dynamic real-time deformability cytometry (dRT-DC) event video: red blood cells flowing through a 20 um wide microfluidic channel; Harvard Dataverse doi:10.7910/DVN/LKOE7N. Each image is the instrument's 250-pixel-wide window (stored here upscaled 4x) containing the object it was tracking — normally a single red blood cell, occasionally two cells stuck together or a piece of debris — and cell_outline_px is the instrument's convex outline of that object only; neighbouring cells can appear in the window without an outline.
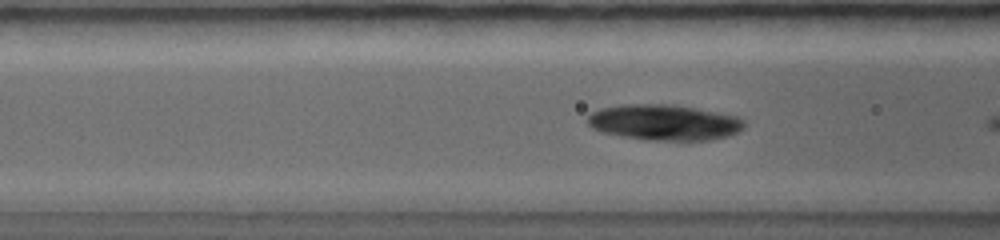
{"species": "common noctule bat (a hibernating species)", "species_latin": "Nyctalus noctula", "temperature_condition": "warm", "stored_images_in_passage": 6, "camera_frame_rate_fps": 5000, "um_per_image_px": 0.085, "animal": {"sex": "female", "body_mass_g": 19.0, "forearm_length_mm": 56.7}, "frame": {"image": 1, "passage_image": 5, "time_ms": 1.0, "image_size_px": [1000, 240], "cell_outline_px": [[744, 128], [728, 136], [708, 140], [652, 140], [604, 132], [592, 128], [588, 124], [588, 116], [592, 112], [600, 108], [620, 104], [672, 104], [696, 108], [736, 116], [744, 120]], "centroid_in_image_um": [56.46, 10.38], "position_along_channel_um": 110.1, "area_um2": 32.31}}